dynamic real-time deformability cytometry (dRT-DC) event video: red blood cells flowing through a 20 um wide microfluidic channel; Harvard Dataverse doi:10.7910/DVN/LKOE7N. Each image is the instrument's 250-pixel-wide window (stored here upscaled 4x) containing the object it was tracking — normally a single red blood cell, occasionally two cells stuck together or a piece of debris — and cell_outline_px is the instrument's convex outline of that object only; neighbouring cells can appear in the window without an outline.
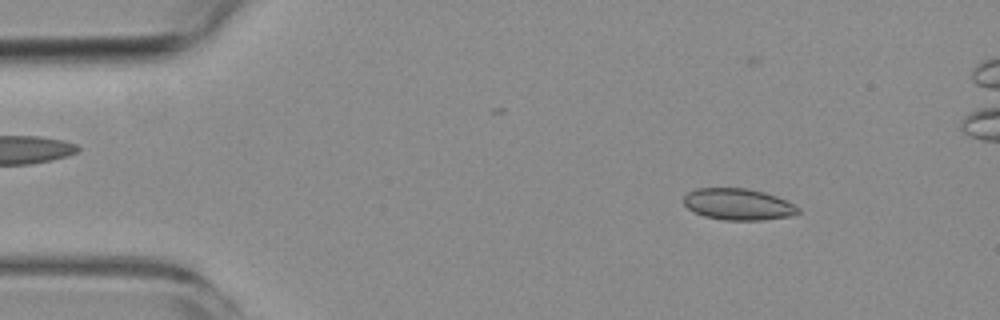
{"species": "common noctule bat (a hibernating species)", "species_latin": "Nyctalus noctula", "temperature_condition": "room temperature", "stored_images_in_passage": 6, "camera_frame_rate_fps": 3000, "um_per_image_px": 0.085, "animal": {"sex": "female", "body_mass_g": 19.3, "forearm_length_mm": 54.1}, "frame": {"image": 1, "passage_image": 1, "time_ms": 0.0, "image_size_px": [1000, 320], "cell_outline_px": [[800, 212], [788, 216], [764, 220], [724, 220], [704, 216], [692, 212], [684, 204], [684, 196], [688, 192], [696, 188], [748, 188], [764, 192], [776, 196], [800, 208]], "centroid_in_image_um": [62.71, 17.36], "position_along_channel_um": 22.3, "area_um2": 20.98}}
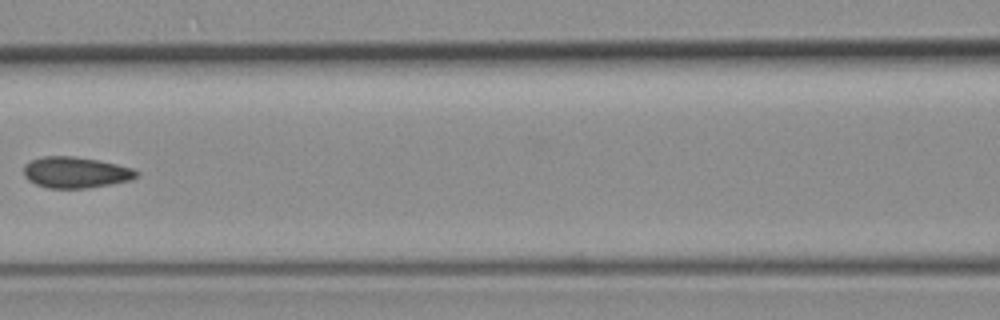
{"frame": {"image": 2, "passage_image": 5, "time_ms": 5.667, "image_size_px": [1000, 320], "cell_outline_px": [[140, 176], [132, 180], [112, 184], [88, 188], [48, 188], [36, 184], [28, 180], [24, 176], [24, 164], [32, 160], [44, 156], [72, 156], [96, 160], [116, 164], [132, 168], [140, 172]], "centroid_in_image_um": [6.46, 14.66], "position_along_channel_um": 160.1, "area_um2": 20.52}}
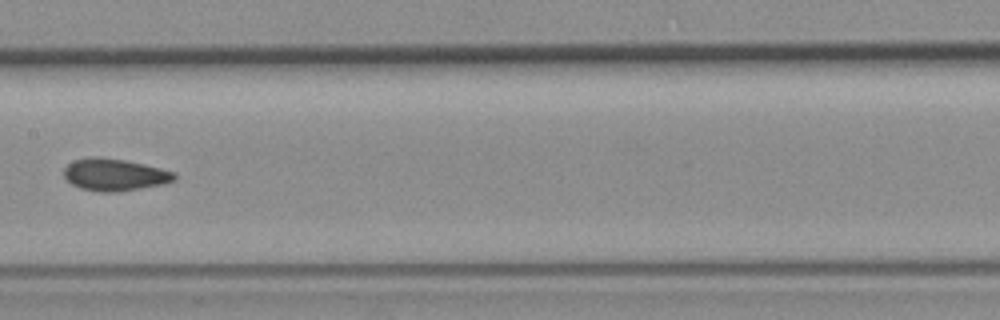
{"frame": {"image": 3, "passage_image": 6, "time_ms": 6.667, "image_size_px": [1000, 320], "cell_outline_px": [[176, 180], [164, 184], [120, 192], [100, 192], [80, 188], [72, 184], [64, 176], [64, 168], [72, 160], [96, 156], [124, 160], [144, 164], [176, 172]], "centroid_in_image_um": [9.76, 14.85], "position_along_channel_um": 197.6, "area_um2": 20.81}}